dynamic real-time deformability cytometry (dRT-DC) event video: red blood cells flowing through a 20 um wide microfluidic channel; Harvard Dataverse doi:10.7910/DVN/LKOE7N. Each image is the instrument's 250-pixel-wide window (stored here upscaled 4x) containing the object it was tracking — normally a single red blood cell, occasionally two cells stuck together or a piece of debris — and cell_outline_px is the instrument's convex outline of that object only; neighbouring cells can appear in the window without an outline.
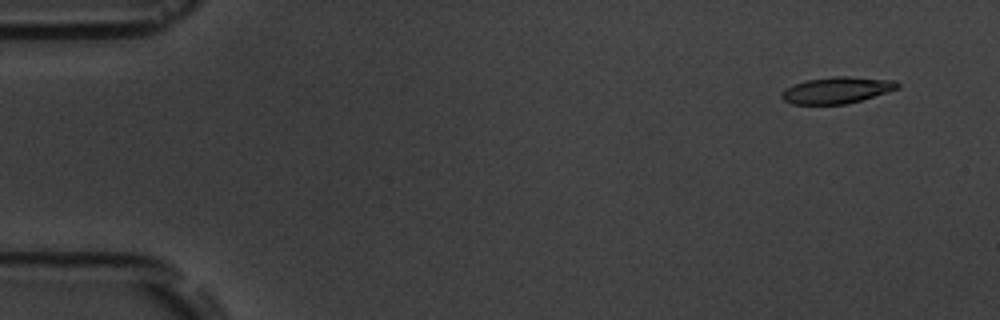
{"species": "common noctule bat (a hibernating species)", "species_latin": "Nyctalus noctula", "temperature_condition": "room temperature", "stored_images_in_passage": 6, "camera_frame_rate_fps": 3000, "um_per_image_px": 0.085, "animal": {"sex": "male", "body_mass_g": 19.5, "forearm_length_mm": 54.6}, "frame": {"image": 1, "passage_image": 1, "time_ms": 0.0, "image_size_px": [1000, 320], "cell_outline_px": [[900, 88], [888, 92], [860, 100], [844, 104], [792, 104], [784, 100], [780, 96], [780, 92], [796, 84], [808, 80], [832, 76], [848, 76], [896, 80], [900, 84]], "centroid_in_image_um": [71.17, 7.66], "position_along_channel_um": 13.8, "area_um2": 17.8}}
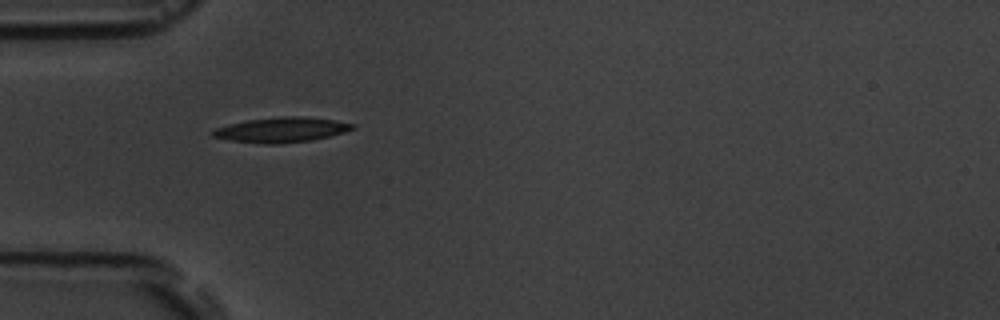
{"frame": {"image": 2, "passage_image": 5, "time_ms": 4.333, "image_size_px": [1000, 320], "cell_outline_px": [[356, 128], [344, 132], [312, 140], [276, 144], [264, 144], [232, 140], [212, 136], [212, 132], [216, 128], [228, 124], [248, 120], [284, 116], [300, 116], [332, 120], [356, 124]], "centroid_in_image_um": [23.94, 11.03], "position_along_channel_um": 61.1, "area_um2": 20.06}}
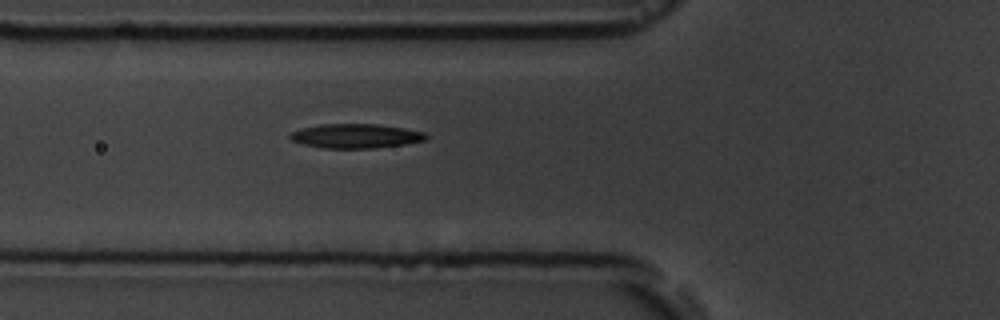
{"frame": {"image": 3, "passage_image": 6, "time_ms": 5.333, "image_size_px": [1000, 320], "cell_outline_px": [[428, 140], [404, 144], [376, 148], [324, 148], [304, 144], [292, 140], [288, 136], [288, 132], [320, 124], [376, 124], [404, 128], [424, 132], [428, 136]], "centroid_in_image_um": [30.25, 11.56], "position_along_channel_um": 95.6, "area_um2": 19.25}}